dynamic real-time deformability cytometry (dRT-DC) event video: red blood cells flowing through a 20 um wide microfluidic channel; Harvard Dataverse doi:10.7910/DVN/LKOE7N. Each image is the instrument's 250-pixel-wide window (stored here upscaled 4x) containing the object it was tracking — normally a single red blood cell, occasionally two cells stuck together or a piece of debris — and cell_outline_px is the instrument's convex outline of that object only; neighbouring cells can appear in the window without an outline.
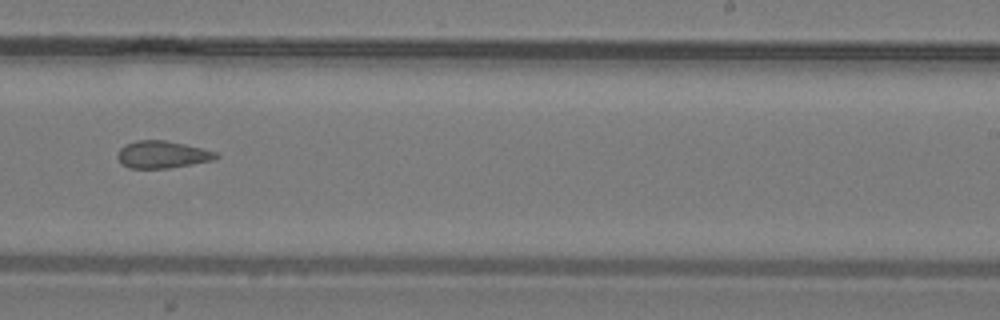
{"species": "common noctule bat (a hibernating species)", "species_latin": "Nyctalus noctula", "temperature_condition": "warm", "stored_images_in_passage": 22, "camera_frame_rate_fps": 3000, "um_per_image_px": 0.085, "animal": {"sex": "male", "body_mass_g": 19.2, "forearm_length_mm": 51.8}, "frame": {"image": 1, "passage_image": 19, "time_ms": 6.0, "image_size_px": [1000, 320], "cell_outline_px": [[220, 156], [212, 160], [192, 164], [168, 168], [128, 168], [120, 164], [116, 156], [120, 148], [124, 144], [136, 140], [164, 140], [184, 144], [216, 152]], "centroid_in_image_um": [13.73, 13.14], "position_along_channel_um": 275.3, "area_um2": 15.66}}